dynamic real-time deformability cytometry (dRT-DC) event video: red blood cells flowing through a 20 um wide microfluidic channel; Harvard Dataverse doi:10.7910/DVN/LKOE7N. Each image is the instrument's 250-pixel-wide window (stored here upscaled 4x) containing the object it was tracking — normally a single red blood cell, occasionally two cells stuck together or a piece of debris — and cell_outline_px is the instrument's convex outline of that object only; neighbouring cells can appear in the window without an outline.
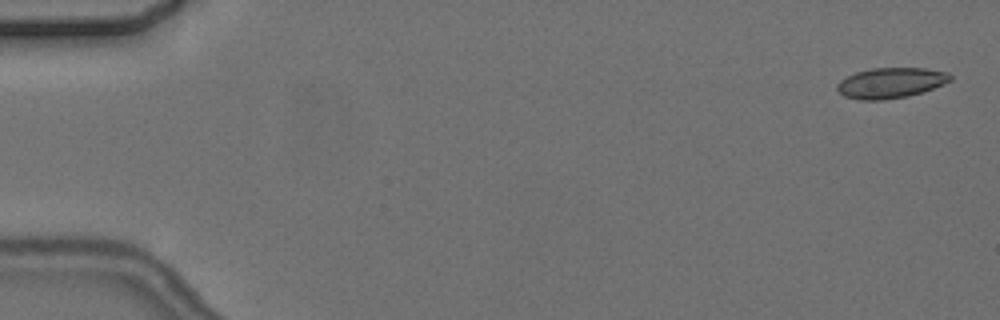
{"species": "common noctule bat (a hibernating species)", "species_latin": "Nyctalus noctula", "temperature_condition": "cold", "stored_images_in_passage": 5, "camera_frame_rate_fps": 3000, "um_per_image_px": 0.085, "animal": {"sex": "female", "body_mass_g": 24.6, "forearm_length_mm": 56.2}, "frame": {"image": 1, "passage_image": 1, "time_ms": 0.0, "image_size_px": [1000, 320], "cell_outline_px": [[952, 80], [944, 84], [924, 92], [908, 96], [884, 100], [860, 100], [844, 96], [836, 88], [836, 84], [840, 80], [856, 72], [872, 68], [924, 68], [948, 72], [952, 76]], "centroid_in_image_um": [75.73, 7.05], "position_along_channel_um": 9.3, "area_um2": 20.23}}